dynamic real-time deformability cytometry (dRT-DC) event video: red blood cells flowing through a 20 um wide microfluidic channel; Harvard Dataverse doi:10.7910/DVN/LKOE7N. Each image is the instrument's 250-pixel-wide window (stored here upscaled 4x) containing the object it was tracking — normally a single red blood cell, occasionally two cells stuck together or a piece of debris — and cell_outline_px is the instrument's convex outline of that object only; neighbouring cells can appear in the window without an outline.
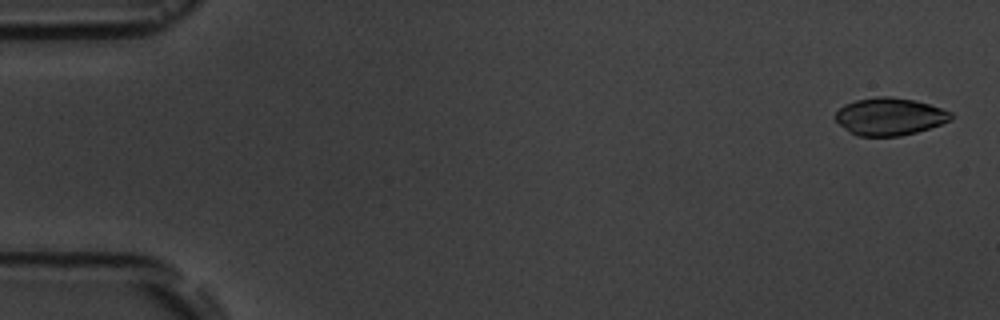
{"species": "common noctule bat (a hibernating species)", "species_latin": "Nyctalus noctula", "temperature_condition": "room temperature", "stored_images_in_passage": 7, "camera_frame_rate_fps": 3000, "um_per_image_px": 0.085, "animal": {"sex": "male", "body_mass_g": 19.5, "forearm_length_mm": 54.6}, "frame": {"image": 1, "passage_image": 1, "time_ms": 0.0, "image_size_px": [1000, 320], "cell_outline_px": [[952, 120], [916, 132], [900, 136], [856, 136], [848, 132], [836, 120], [836, 112], [844, 104], [856, 100], [880, 96], [888, 96], [916, 100], [952, 112]], "centroid_in_image_um": [75.61, 9.91], "position_along_channel_um": 9.4, "area_um2": 25.14}}
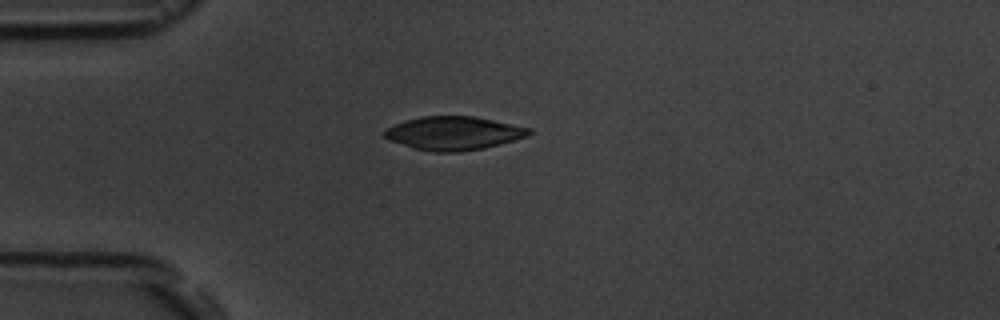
{"frame": {"image": 2, "passage_image": 5, "time_ms": 4.333, "image_size_px": [1000, 320], "cell_outline_px": [[532, 132], [528, 136], [484, 148], [460, 152], [432, 152], [412, 148], [388, 140], [384, 136], [384, 132], [388, 128], [404, 120], [420, 116], [476, 116], [532, 128]], "centroid_in_image_um": [38.56, 11.32], "position_along_channel_um": 46.4, "area_um2": 28.38}}
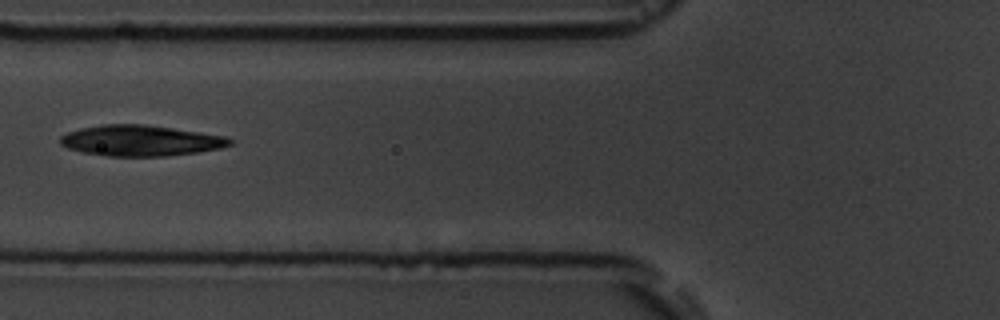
{"frame": {"image": 3, "passage_image": 7, "time_ms": 6.667, "image_size_px": [1000, 320], "cell_outline_px": [[232, 144], [220, 148], [196, 152], [168, 156], [108, 156], [84, 152], [68, 148], [60, 144], [60, 136], [68, 132], [80, 128], [104, 124], [144, 124], [200, 132], [224, 136], [232, 140]], "centroid_in_image_um": [11.93, 11.95], "position_along_channel_um": 113.9, "area_um2": 30.23}}